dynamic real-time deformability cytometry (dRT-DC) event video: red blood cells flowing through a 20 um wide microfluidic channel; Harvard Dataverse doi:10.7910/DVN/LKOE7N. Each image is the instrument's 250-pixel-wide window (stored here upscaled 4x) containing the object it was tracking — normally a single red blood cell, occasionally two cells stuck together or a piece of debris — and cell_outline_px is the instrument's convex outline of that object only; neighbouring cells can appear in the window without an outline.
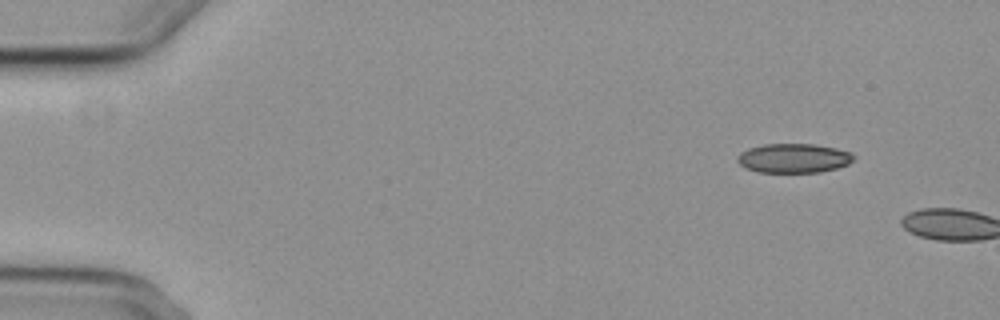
{"species": "common noctule bat (a hibernating species)", "species_latin": "Nyctalus noctula", "temperature_condition": "cold", "stored_images_in_passage": 2, "camera_frame_rate_fps": 3000, "um_per_image_px": 0.085, "animal": {"sex": "female", "body_mass_g": 29.2, "forearm_length_mm": 56.3}, "frame": {"image": 1, "passage_image": 1, "time_ms": 0.0, "image_size_px": [1000, 320], "cell_outline_px": [[856, 156], [848, 164], [836, 168], [820, 172], [756, 172], [744, 168], [736, 160], [736, 156], [740, 152], [748, 148], [764, 144], [816, 144], [836, 148], [852, 152]], "centroid_in_image_um": [67.44, 13.44], "position_along_channel_um": 17.6, "area_um2": 20.06}}